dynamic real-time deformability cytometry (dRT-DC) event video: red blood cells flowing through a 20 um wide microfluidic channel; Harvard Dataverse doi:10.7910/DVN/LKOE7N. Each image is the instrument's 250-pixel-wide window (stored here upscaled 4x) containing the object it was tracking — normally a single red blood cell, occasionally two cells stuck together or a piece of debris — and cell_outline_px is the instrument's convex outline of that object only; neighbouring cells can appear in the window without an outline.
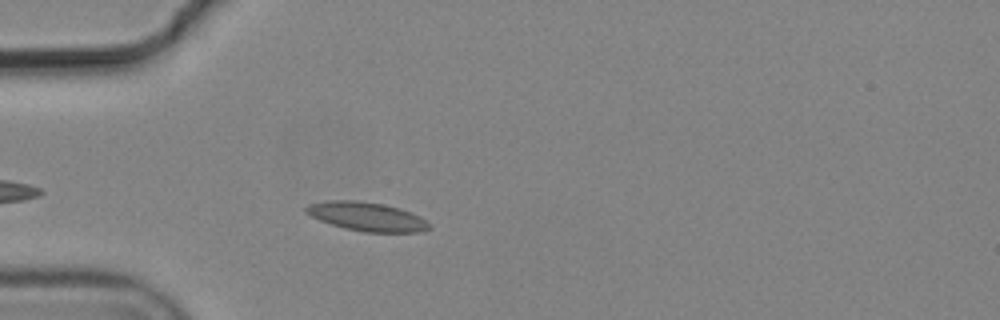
{"species": "common noctule bat (a hibernating species)", "species_latin": "Nyctalus noctula", "temperature_condition": "cold", "stored_images_in_passage": 4, "camera_frame_rate_fps": 3000, "um_per_image_px": 0.085, "animal": {"sex": "male", "body_mass_g": 19.2, "forearm_length_mm": 51.8}, "frame": {"image": 1, "passage_image": 4, "time_ms": 1.0, "image_size_px": [1000, 320], "cell_outline_px": [[432, 228], [420, 232], [364, 232], [344, 228], [320, 220], [304, 212], [304, 208], [308, 204], [328, 200], [356, 200], [384, 204], [420, 216], [432, 224]], "centroid_in_image_um": [31.18, 18.41], "position_along_channel_um": 53.8, "area_um2": 20.69}}